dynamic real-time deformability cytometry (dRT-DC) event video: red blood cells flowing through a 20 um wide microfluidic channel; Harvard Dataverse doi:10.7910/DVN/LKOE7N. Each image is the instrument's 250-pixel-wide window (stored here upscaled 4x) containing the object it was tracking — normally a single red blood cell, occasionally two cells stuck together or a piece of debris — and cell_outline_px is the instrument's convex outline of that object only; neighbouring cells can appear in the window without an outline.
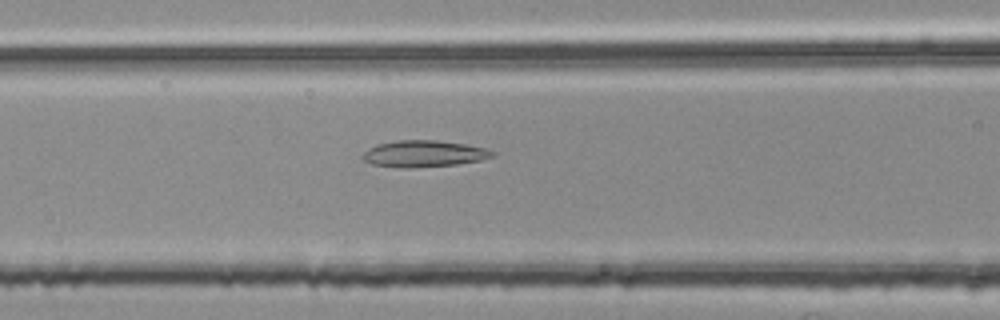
{"species": "common noctule bat (a hibernating species)", "species_latin": "Nyctalus noctula", "temperature_condition": "room temperature", "stored_images_in_passage": 39, "camera_frame_rate_fps": 3000, "um_per_image_px": 0.085, "animal": {"sex": "female", "body_mass_g": 25.1}, "frame": {"image": 1, "passage_image": 7, "time_ms": 2.0, "image_size_px": [1000, 320], "cell_outline_px": [[496, 152], [492, 156], [480, 160], [456, 164], [408, 168], [400, 168], [372, 164], [364, 160], [360, 156], [368, 148], [376, 144], [396, 140], [436, 140], [464, 144], [484, 148]], "centroid_in_image_um": [35.96, 13.06], "position_along_channel_um": 130.6, "area_um2": 20.0}}
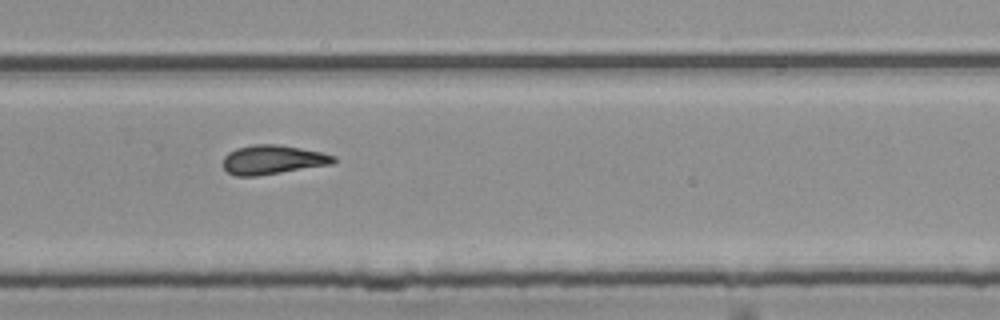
{"frame": {"image": 2, "passage_image": 21, "time_ms": 6.667, "image_size_px": [1000, 320], "cell_outline_px": [[336, 160], [332, 164], [256, 176], [236, 176], [228, 172], [224, 168], [224, 156], [228, 152], [236, 148], [252, 144], [276, 144], [324, 152], [336, 156]], "centroid_in_image_um": [23.19, 13.56], "position_along_channel_um": 306.6, "area_um2": 18.79}}
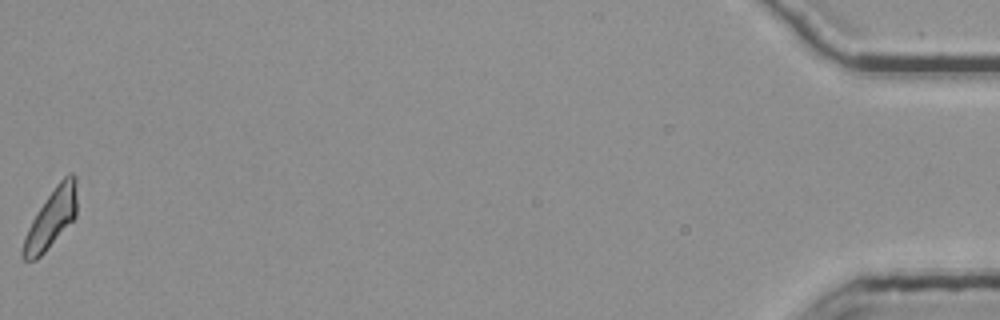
{"frame": {"image": 3, "passage_image": 39, "time_ms": 12.667, "image_size_px": [1000, 320], "cell_outline_px": [[76, 216], [44, 252], [36, 260], [24, 260], [20, 256], [20, 252], [24, 236], [32, 220], [56, 184], [68, 172], [72, 172], [76, 176]], "centroid_in_image_um": [4.33, 18.58], "position_along_channel_um": 430.9, "area_um2": 18.21}, "authors_computed_cell_mechanics": {"area_um2": 18.3804, "velocity_mm_per_s": 3.7807, "shape_relaxation_time_tau1_ms": null, "shape_relaxation_time_tau2_ms": 4.2718, "deformation_change_tau1": null, "deformation_change_tau2": 0.1497}}